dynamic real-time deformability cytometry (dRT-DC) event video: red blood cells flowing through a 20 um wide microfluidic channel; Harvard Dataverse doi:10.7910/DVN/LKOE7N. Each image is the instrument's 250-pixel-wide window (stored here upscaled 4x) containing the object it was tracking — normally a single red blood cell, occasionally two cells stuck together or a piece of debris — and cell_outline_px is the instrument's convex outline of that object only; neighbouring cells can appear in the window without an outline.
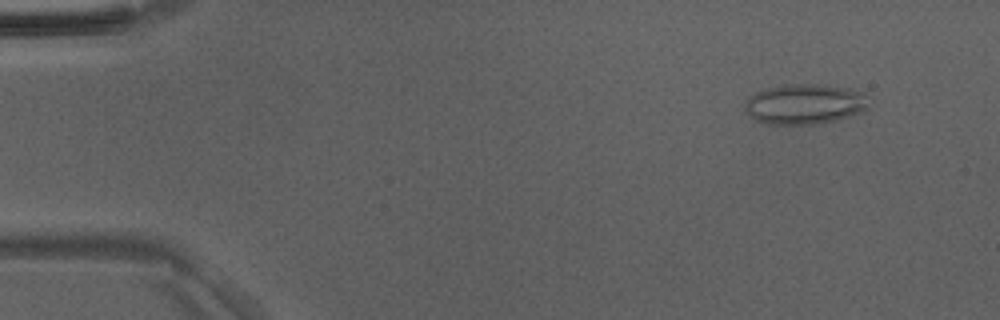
{"species": "Egyptian fruit bat (a non-hibernating species)", "species_latin": "Rousettus aegyptiacus", "temperature_condition": "room temperature", "stored_images_in_passage": 48, "camera_frame_rate_fps": 3000, "um_per_image_px": 0.085, "animal": {"sex": "male"}, "frame": {"image": 1, "passage_image": 5, "time_ms": 1.333, "image_size_px": [1000, 320], "cell_outline_px": [[868, 108], [860, 112], [836, 120], [816, 124], [760, 124], [748, 112], [744, 104], [760, 88], [784, 84], [820, 84], [848, 88], [864, 92]], "centroid_in_image_um": [68.38, 8.83], "position_along_channel_um": 16.6, "area_um2": 29.07}}
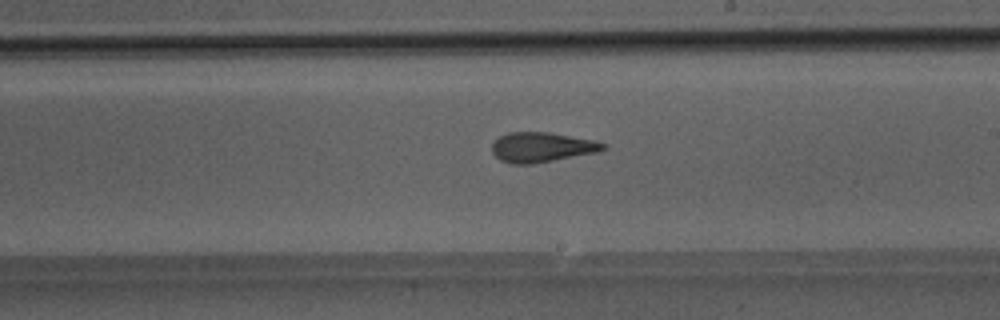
{"frame": {"image": 2, "passage_image": 29, "time_ms": 9.333, "image_size_px": [1000, 320], "cell_outline_px": [[608, 148], [600, 152], [532, 164], [512, 164], [500, 160], [492, 152], [492, 144], [500, 136], [508, 132], [548, 132], [596, 140], [604, 144]], "centroid_in_image_um": [46.08, 12.51], "position_along_channel_um": 242.9, "area_um2": 19.48}}
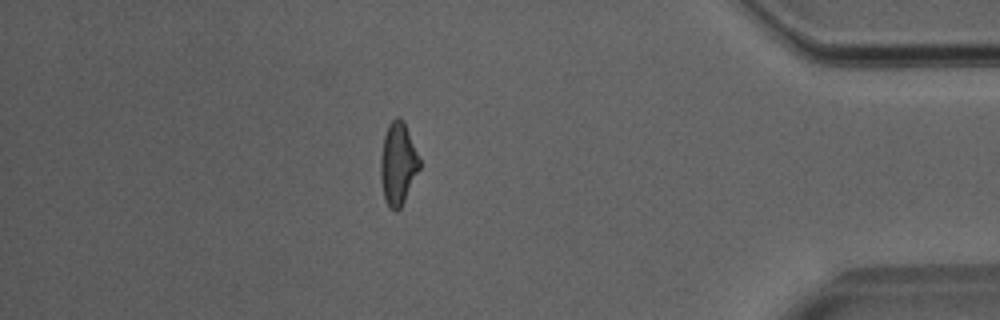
{"frame": {"image": 3, "passage_image": 43, "time_ms": 14.0, "image_size_px": [1000, 320], "cell_outline_px": [[420, 168], [400, 208], [396, 212], [388, 204], [384, 196], [380, 176], [380, 160], [384, 136], [388, 124], [396, 116], [400, 116], [404, 120], [420, 160]], "centroid_in_image_um": [33.82, 13.86], "position_along_channel_um": 401.4, "area_um2": 18.5}}